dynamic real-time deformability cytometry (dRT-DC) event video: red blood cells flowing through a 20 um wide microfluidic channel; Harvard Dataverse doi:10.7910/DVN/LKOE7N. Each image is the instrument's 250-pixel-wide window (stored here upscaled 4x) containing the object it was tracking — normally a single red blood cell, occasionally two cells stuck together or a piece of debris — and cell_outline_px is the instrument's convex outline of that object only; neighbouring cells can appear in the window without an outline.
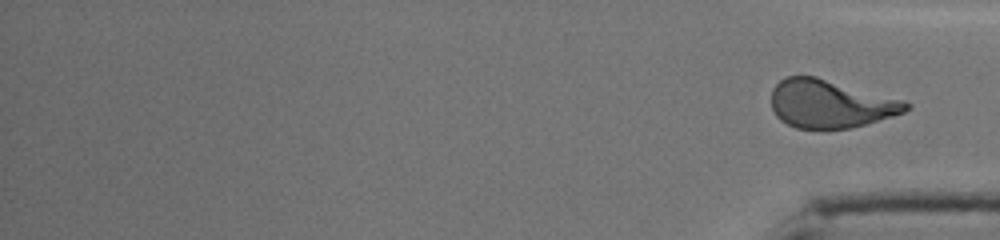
{"species": "human", "species_latin": "Homo sapiens", "temperature_condition": "cold", "stored_images_in_passage": 51, "segment_of_instrument_passage": [2, 2], "camera_frame_rate_fps": 3000, "um_per_image_px": 0.085, "donor": {"sex": "male"}, "frame": {"image": 1, "passage_image": 51, "time_ms": 16.667, "image_size_px": [1000, 240], "cell_outline_px": [[912, 104], [904, 112], [892, 116], [852, 128], [796, 128], [780, 120], [776, 116], [772, 108], [772, 88], [780, 80], [788, 76], [816, 76], [904, 100]], "centroid_in_image_um": [70.57, 8.82], "position_along_channel_um": 364.6, "area_um2": 37.57}}